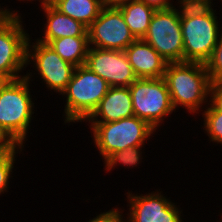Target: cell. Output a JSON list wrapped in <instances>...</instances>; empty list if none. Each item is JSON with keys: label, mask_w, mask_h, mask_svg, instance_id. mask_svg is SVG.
I'll use <instances>...</instances> for the list:
<instances>
[{"label": "cell", "mask_w": 222, "mask_h": 222, "mask_svg": "<svg viewBox=\"0 0 222 222\" xmlns=\"http://www.w3.org/2000/svg\"><path fill=\"white\" fill-rule=\"evenodd\" d=\"M130 1L133 0H102L103 5L105 7H120L123 4L129 3Z\"/></svg>", "instance_id": "83f0119b"}, {"label": "cell", "mask_w": 222, "mask_h": 222, "mask_svg": "<svg viewBox=\"0 0 222 222\" xmlns=\"http://www.w3.org/2000/svg\"><path fill=\"white\" fill-rule=\"evenodd\" d=\"M25 148L19 145H7L0 152V195L8 193L10 178H13V170L18 157L16 154H20Z\"/></svg>", "instance_id": "d6986e66"}, {"label": "cell", "mask_w": 222, "mask_h": 222, "mask_svg": "<svg viewBox=\"0 0 222 222\" xmlns=\"http://www.w3.org/2000/svg\"><path fill=\"white\" fill-rule=\"evenodd\" d=\"M87 31L89 46L99 49L124 51L136 40L119 7L104 6Z\"/></svg>", "instance_id": "30bf717a"}, {"label": "cell", "mask_w": 222, "mask_h": 222, "mask_svg": "<svg viewBox=\"0 0 222 222\" xmlns=\"http://www.w3.org/2000/svg\"><path fill=\"white\" fill-rule=\"evenodd\" d=\"M143 40L149 43L168 63L184 62L180 8L174 6L156 10Z\"/></svg>", "instance_id": "9c48e42d"}, {"label": "cell", "mask_w": 222, "mask_h": 222, "mask_svg": "<svg viewBox=\"0 0 222 222\" xmlns=\"http://www.w3.org/2000/svg\"><path fill=\"white\" fill-rule=\"evenodd\" d=\"M203 130L210 142L222 146V112L217 110L210 102L202 112Z\"/></svg>", "instance_id": "44dd1931"}, {"label": "cell", "mask_w": 222, "mask_h": 222, "mask_svg": "<svg viewBox=\"0 0 222 222\" xmlns=\"http://www.w3.org/2000/svg\"><path fill=\"white\" fill-rule=\"evenodd\" d=\"M134 116L158 130L176 112L164 78H137L130 86Z\"/></svg>", "instance_id": "8992f818"}, {"label": "cell", "mask_w": 222, "mask_h": 222, "mask_svg": "<svg viewBox=\"0 0 222 222\" xmlns=\"http://www.w3.org/2000/svg\"><path fill=\"white\" fill-rule=\"evenodd\" d=\"M84 65L106 80L110 87H129L138 78L125 52L120 50L89 46Z\"/></svg>", "instance_id": "8fae6325"}, {"label": "cell", "mask_w": 222, "mask_h": 222, "mask_svg": "<svg viewBox=\"0 0 222 222\" xmlns=\"http://www.w3.org/2000/svg\"><path fill=\"white\" fill-rule=\"evenodd\" d=\"M124 210V208L113 207L108 211L100 212L98 215L96 214L95 217L89 219L87 222H123L124 216L122 214Z\"/></svg>", "instance_id": "603a6c76"}, {"label": "cell", "mask_w": 222, "mask_h": 222, "mask_svg": "<svg viewBox=\"0 0 222 222\" xmlns=\"http://www.w3.org/2000/svg\"><path fill=\"white\" fill-rule=\"evenodd\" d=\"M140 1L146 3L149 6H152L156 10L168 9V8L176 6V5H173L175 4L173 3L174 0H140Z\"/></svg>", "instance_id": "4316f807"}, {"label": "cell", "mask_w": 222, "mask_h": 222, "mask_svg": "<svg viewBox=\"0 0 222 222\" xmlns=\"http://www.w3.org/2000/svg\"><path fill=\"white\" fill-rule=\"evenodd\" d=\"M163 78L175 110L182 107L193 116L209 104L211 80L205 64L168 63Z\"/></svg>", "instance_id": "7a4b0ae2"}, {"label": "cell", "mask_w": 222, "mask_h": 222, "mask_svg": "<svg viewBox=\"0 0 222 222\" xmlns=\"http://www.w3.org/2000/svg\"><path fill=\"white\" fill-rule=\"evenodd\" d=\"M211 83H222V33L209 61L205 64Z\"/></svg>", "instance_id": "7402d4cb"}, {"label": "cell", "mask_w": 222, "mask_h": 222, "mask_svg": "<svg viewBox=\"0 0 222 222\" xmlns=\"http://www.w3.org/2000/svg\"><path fill=\"white\" fill-rule=\"evenodd\" d=\"M178 1V2H177ZM176 5L182 7H208L213 5V0H176Z\"/></svg>", "instance_id": "484cf974"}, {"label": "cell", "mask_w": 222, "mask_h": 222, "mask_svg": "<svg viewBox=\"0 0 222 222\" xmlns=\"http://www.w3.org/2000/svg\"><path fill=\"white\" fill-rule=\"evenodd\" d=\"M145 145H141V146H136V147H131V148H127L125 150L122 151H116L112 154H110L103 162L104 165V169L108 172L112 171V169L117 168V165H119L121 167L127 166L128 168H134V167H138L139 164H141L142 159H143V155L142 153L145 149H143ZM121 164V165H120Z\"/></svg>", "instance_id": "ffe728a7"}, {"label": "cell", "mask_w": 222, "mask_h": 222, "mask_svg": "<svg viewBox=\"0 0 222 222\" xmlns=\"http://www.w3.org/2000/svg\"><path fill=\"white\" fill-rule=\"evenodd\" d=\"M134 116L129 87H110L85 123H107Z\"/></svg>", "instance_id": "9a60e30c"}, {"label": "cell", "mask_w": 222, "mask_h": 222, "mask_svg": "<svg viewBox=\"0 0 222 222\" xmlns=\"http://www.w3.org/2000/svg\"><path fill=\"white\" fill-rule=\"evenodd\" d=\"M214 7L180 8L184 62L206 64L211 58L222 33Z\"/></svg>", "instance_id": "3957f363"}, {"label": "cell", "mask_w": 222, "mask_h": 222, "mask_svg": "<svg viewBox=\"0 0 222 222\" xmlns=\"http://www.w3.org/2000/svg\"><path fill=\"white\" fill-rule=\"evenodd\" d=\"M32 83L24 76L0 82V137L8 145L25 146L34 117Z\"/></svg>", "instance_id": "6da1fadb"}, {"label": "cell", "mask_w": 222, "mask_h": 222, "mask_svg": "<svg viewBox=\"0 0 222 222\" xmlns=\"http://www.w3.org/2000/svg\"><path fill=\"white\" fill-rule=\"evenodd\" d=\"M39 1L40 8L45 14L46 23L42 37L36 38L41 43L47 44L50 40L62 37L88 36L87 27L81 22L58 11L48 0Z\"/></svg>", "instance_id": "5bb4252c"}, {"label": "cell", "mask_w": 222, "mask_h": 222, "mask_svg": "<svg viewBox=\"0 0 222 222\" xmlns=\"http://www.w3.org/2000/svg\"><path fill=\"white\" fill-rule=\"evenodd\" d=\"M219 215H220V219L222 220V218H221L222 217V213H220ZM221 220H220V222H222Z\"/></svg>", "instance_id": "1f68e13d"}, {"label": "cell", "mask_w": 222, "mask_h": 222, "mask_svg": "<svg viewBox=\"0 0 222 222\" xmlns=\"http://www.w3.org/2000/svg\"><path fill=\"white\" fill-rule=\"evenodd\" d=\"M8 144L3 140L0 139V152L7 146Z\"/></svg>", "instance_id": "f546056e"}, {"label": "cell", "mask_w": 222, "mask_h": 222, "mask_svg": "<svg viewBox=\"0 0 222 222\" xmlns=\"http://www.w3.org/2000/svg\"><path fill=\"white\" fill-rule=\"evenodd\" d=\"M89 124L90 133L93 135L91 138L102 160L116 151L145 145L151 136L156 135V130L137 116L107 123Z\"/></svg>", "instance_id": "5b68a950"}, {"label": "cell", "mask_w": 222, "mask_h": 222, "mask_svg": "<svg viewBox=\"0 0 222 222\" xmlns=\"http://www.w3.org/2000/svg\"><path fill=\"white\" fill-rule=\"evenodd\" d=\"M110 86L106 80L85 65L75 68L67 88L61 94L65 99L63 121L85 122L98 107Z\"/></svg>", "instance_id": "277c9868"}, {"label": "cell", "mask_w": 222, "mask_h": 222, "mask_svg": "<svg viewBox=\"0 0 222 222\" xmlns=\"http://www.w3.org/2000/svg\"><path fill=\"white\" fill-rule=\"evenodd\" d=\"M61 13L81 22L87 28L104 7L102 0H48Z\"/></svg>", "instance_id": "2e32d148"}, {"label": "cell", "mask_w": 222, "mask_h": 222, "mask_svg": "<svg viewBox=\"0 0 222 222\" xmlns=\"http://www.w3.org/2000/svg\"><path fill=\"white\" fill-rule=\"evenodd\" d=\"M209 102L222 112V83H211Z\"/></svg>", "instance_id": "d4e9b609"}, {"label": "cell", "mask_w": 222, "mask_h": 222, "mask_svg": "<svg viewBox=\"0 0 222 222\" xmlns=\"http://www.w3.org/2000/svg\"><path fill=\"white\" fill-rule=\"evenodd\" d=\"M31 38L32 36L29 37L27 42L26 65L27 67L31 65L30 69L32 67L33 69L28 70L29 72L26 71L25 77L32 82L34 80L32 78L35 77L33 75L38 74L39 79L42 80V85L46 86L45 88L61 95L67 88L76 66L63 60L47 44ZM33 70L38 73H33Z\"/></svg>", "instance_id": "ba28073f"}, {"label": "cell", "mask_w": 222, "mask_h": 222, "mask_svg": "<svg viewBox=\"0 0 222 222\" xmlns=\"http://www.w3.org/2000/svg\"><path fill=\"white\" fill-rule=\"evenodd\" d=\"M21 1H23V2H24V1H25V2H26V1H28V2H29V1L32 2V1H37V0H20V2H21Z\"/></svg>", "instance_id": "4dcf8cb0"}, {"label": "cell", "mask_w": 222, "mask_h": 222, "mask_svg": "<svg viewBox=\"0 0 222 222\" xmlns=\"http://www.w3.org/2000/svg\"><path fill=\"white\" fill-rule=\"evenodd\" d=\"M124 52L138 78H162L164 76L168 61L143 39L133 41Z\"/></svg>", "instance_id": "4fadbf2b"}, {"label": "cell", "mask_w": 222, "mask_h": 222, "mask_svg": "<svg viewBox=\"0 0 222 222\" xmlns=\"http://www.w3.org/2000/svg\"><path fill=\"white\" fill-rule=\"evenodd\" d=\"M19 12L16 10L8 18L0 20V81L25 76L23 71L27 67V42L30 35L23 26L25 23Z\"/></svg>", "instance_id": "52a82bcc"}, {"label": "cell", "mask_w": 222, "mask_h": 222, "mask_svg": "<svg viewBox=\"0 0 222 222\" xmlns=\"http://www.w3.org/2000/svg\"><path fill=\"white\" fill-rule=\"evenodd\" d=\"M14 11L16 10L14 9L12 10L11 8H8V6L1 7V4H0V20L8 18Z\"/></svg>", "instance_id": "f1b7e54d"}, {"label": "cell", "mask_w": 222, "mask_h": 222, "mask_svg": "<svg viewBox=\"0 0 222 222\" xmlns=\"http://www.w3.org/2000/svg\"><path fill=\"white\" fill-rule=\"evenodd\" d=\"M61 58L74 66L84 65L89 49L88 36L62 37L47 43Z\"/></svg>", "instance_id": "ac0fdd59"}, {"label": "cell", "mask_w": 222, "mask_h": 222, "mask_svg": "<svg viewBox=\"0 0 222 222\" xmlns=\"http://www.w3.org/2000/svg\"><path fill=\"white\" fill-rule=\"evenodd\" d=\"M177 204L178 203L173 202L166 210H164V214L158 217L154 222H184V214H182L183 210H181L180 206H177Z\"/></svg>", "instance_id": "cb8c5ba5"}, {"label": "cell", "mask_w": 222, "mask_h": 222, "mask_svg": "<svg viewBox=\"0 0 222 222\" xmlns=\"http://www.w3.org/2000/svg\"><path fill=\"white\" fill-rule=\"evenodd\" d=\"M155 190L145 194L132 193L128 190L127 195V207L128 212L123 217V222H154L158 217L164 214L166 210L173 202L170 197L164 196L162 190ZM139 194V195H138Z\"/></svg>", "instance_id": "7c38bea8"}, {"label": "cell", "mask_w": 222, "mask_h": 222, "mask_svg": "<svg viewBox=\"0 0 222 222\" xmlns=\"http://www.w3.org/2000/svg\"><path fill=\"white\" fill-rule=\"evenodd\" d=\"M119 8L133 36L136 39H143L156 9L140 0L130 1Z\"/></svg>", "instance_id": "e0dca14e"}]
</instances>
